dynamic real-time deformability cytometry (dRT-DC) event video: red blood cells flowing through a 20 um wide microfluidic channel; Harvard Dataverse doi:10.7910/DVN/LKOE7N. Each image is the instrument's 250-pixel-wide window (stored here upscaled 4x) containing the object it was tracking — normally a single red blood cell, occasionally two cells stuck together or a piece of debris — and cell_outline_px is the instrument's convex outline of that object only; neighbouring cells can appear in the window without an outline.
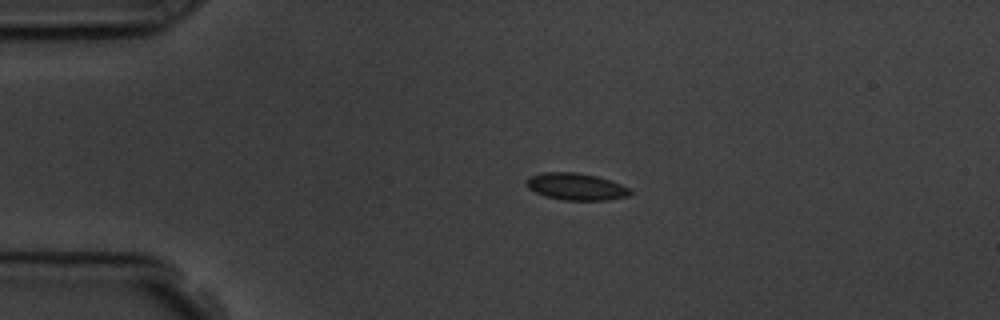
{"species": "common noctule bat (a hibernating species)", "species_latin": "Nyctalus noctula", "temperature_condition": "room temperature", "stored_images_in_passage": 4, "camera_frame_rate_fps": 3000, "um_per_image_px": 0.085, "animal": {"sex": "male", "body_mass_g": 19.5, "forearm_length_mm": 54.6}, "frame": {"image": 1, "passage_image": 3, "time_ms": 2.333, "image_size_px": [1000, 320], "cell_outline_px": [[632, 192], [628, 196], [608, 200], [564, 200], [544, 196], [528, 188], [524, 184], [524, 180], [528, 176], [544, 172], [576, 172], [596, 176], [620, 184], [628, 188]], "centroid_in_image_um": [48.89, 15.86], "position_along_channel_um": 36.1, "area_um2": 16.36}}